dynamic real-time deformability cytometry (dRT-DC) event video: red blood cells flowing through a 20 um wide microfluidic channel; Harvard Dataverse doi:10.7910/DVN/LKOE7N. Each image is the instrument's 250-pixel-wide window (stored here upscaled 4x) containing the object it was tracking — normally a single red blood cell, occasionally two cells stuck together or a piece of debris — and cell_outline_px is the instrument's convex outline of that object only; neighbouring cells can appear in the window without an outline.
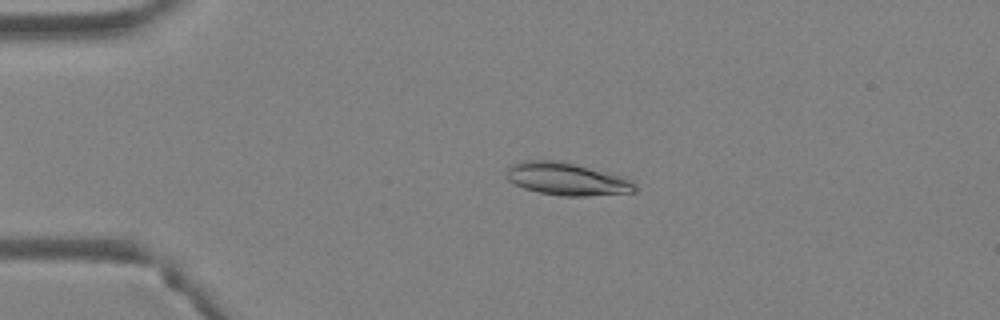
{"species": "Egyptian fruit bat (a non-hibernating species)", "species_latin": "Rousettus aegyptiacus", "temperature_condition": "warm", "stored_images_in_passage": 5, "camera_frame_rate_fps": 3000, "um_per_image_px": 0.085, "animal": {"sex": "female"}, "frame": {"image": 1, "passage_image": 3, "time_ms": 0.667, "image_size_px": [1000, 320], "cell_outline_px": [[636, 192], [588, 196], [560, 196], [540, 192], [524, 188], [508, 180], [508, 168], [512, 164], [524, 160], [552, 160], [572, 164], [620, 176], [632, 180], [636, 184]], "centroid_in_image_um": [48.19, 15.23], "position_along_channel_um": 36.8, "area_um2": 23.93}}
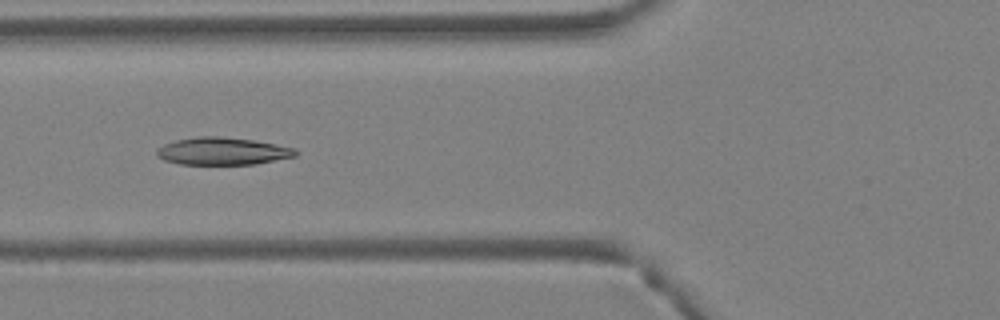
{"frame": {"image": 2, "passage_image": 5, "time_ms": 1.333, "image_size_px": [1000, 320], "cell_outline_px": [[296, 156], [252, 164], [180, 164], [164, 160], [156, 156], [156, 148], [164, 144], [176, 140], [196, 136], [220, 136], [256, 140], [296, 148]], "centroid_in_image_um": [18.88, 12.84], "position_along_channel_um": 106.9, "area_um2": 22.25}}